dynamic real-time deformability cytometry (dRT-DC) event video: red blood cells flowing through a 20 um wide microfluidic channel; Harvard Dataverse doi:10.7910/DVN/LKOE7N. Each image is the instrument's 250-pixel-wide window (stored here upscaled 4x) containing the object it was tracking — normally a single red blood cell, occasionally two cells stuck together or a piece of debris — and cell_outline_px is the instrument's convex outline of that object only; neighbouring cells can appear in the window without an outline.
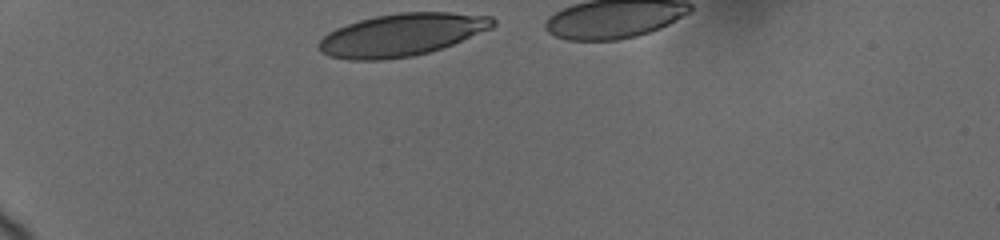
{"species": "human", "species_latin": "Homo sapiens", "temperature_condition": "cold", "stored_images_in_passage": 8, "segment_of_instrument_passage": [1, 2], "camera_frame_rate_fps": 3000, "um_per_image_px": 0.085, "donor": {"sex": "female"}, "frame": {"image": 1, "passage_image": 1, "time_ms": 0.0, "image_size_px": [1000, 240], "cell_outline_px": [[496, 24], [492, 28], [452, 44], [428, 52], [412, 56], [380, 60], [348, 60], [328, 56], [320, 52], [316, 48], [316, 44], [328, 32], [336, 28], [360, 20], [376, 16], [400, 12], [452, 12], [492, 16], [496, 20]], "centroid_in_image_um": [34.12, 2.96], "position_along_channel_um": 50.9, "area_um2": 43.18}}